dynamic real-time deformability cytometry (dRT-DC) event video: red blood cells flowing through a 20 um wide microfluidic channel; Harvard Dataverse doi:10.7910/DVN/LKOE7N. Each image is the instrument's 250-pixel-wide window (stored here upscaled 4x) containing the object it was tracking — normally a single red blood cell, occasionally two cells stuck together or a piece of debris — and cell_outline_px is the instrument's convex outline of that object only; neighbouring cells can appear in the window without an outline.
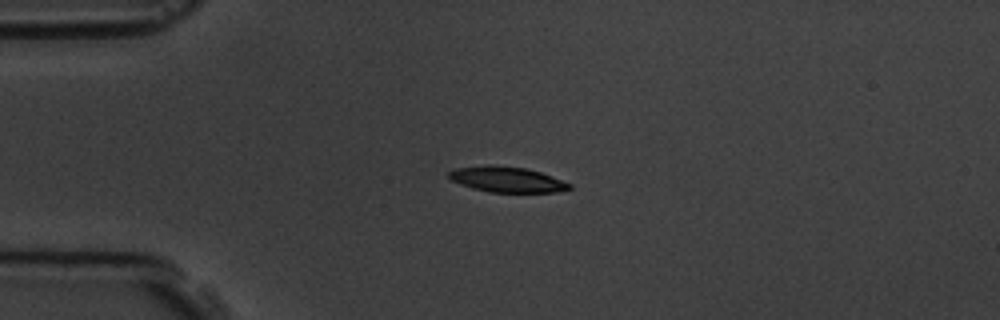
{"species": "common noctule bat (a hibernating species)", "species_latin": "Nyctalus noctula", "temperature_condition": "room temperature", "stored_images_in_passage": 2, "camera_frame_rate_fps": 3000, "um_per_image_px": 0.085, "animal": {"sex": "male", "body_mass_g": 19.5, "forearm_length_mm": 54.6}, "frame": {"image": 1, "passage_image": 1, "time_ms": 0.0, "image_size_px": [1000, 320], "cell_outline_px": [[572, 188], [556, 192], [492, 192], [472, 188], [460, 184], [452, 180], [448, 176], [448, 172], [456, 168], [488, 164], [492, 164], [524, 168], [540, 172], [552, 176], [572, 184]], "centroid_in_image_um": [43.08, 15.24], "position_along_channel_um": 41.9, "area_um2": 17.92}}